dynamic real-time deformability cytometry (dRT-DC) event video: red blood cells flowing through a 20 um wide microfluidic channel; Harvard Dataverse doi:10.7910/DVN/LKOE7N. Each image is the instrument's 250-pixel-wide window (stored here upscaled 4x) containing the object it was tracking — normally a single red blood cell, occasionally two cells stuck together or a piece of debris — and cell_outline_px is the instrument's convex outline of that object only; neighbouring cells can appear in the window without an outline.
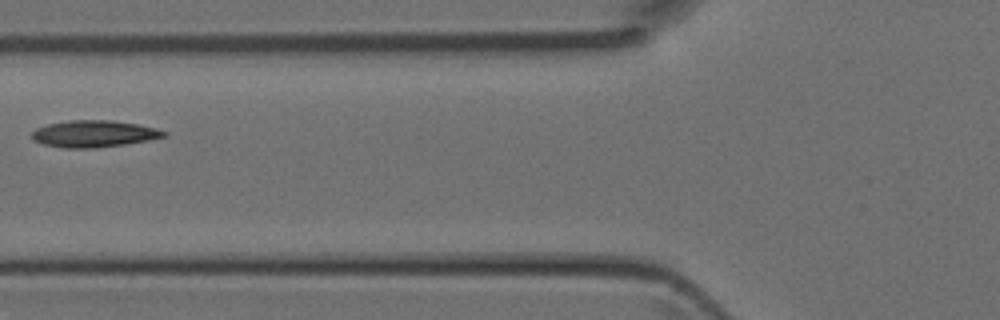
{"species": "Egyptian fruit bat (a non-hibernating species)", "species_latin": "Rousettus aegyptiacus", "temperature_condition": "room temperature", "stored_images_in_passage": 3, "camera_frame_rate_fps": 3000, "um_per_image_px": 0.085, "animal": {"sex": "female"}, "frame": {"image": 1, "passage_image": 3, "time_ms": 0.667, "image_size_px": [1000, 320], "cell_outline_px": [[168, 136], [148, 140], [124, 144], [96, 148], [64, 148], [44, 144], [32, 140], [32, 132], [36, 128], [48, 124], [68, 120], [112, 120], [140, 124], [156, 128], [168, 132]], "centroid_in_image_um": [8.01, 11.36], "position_along_channel_um": 117.8, "area_um2": 20.75}}